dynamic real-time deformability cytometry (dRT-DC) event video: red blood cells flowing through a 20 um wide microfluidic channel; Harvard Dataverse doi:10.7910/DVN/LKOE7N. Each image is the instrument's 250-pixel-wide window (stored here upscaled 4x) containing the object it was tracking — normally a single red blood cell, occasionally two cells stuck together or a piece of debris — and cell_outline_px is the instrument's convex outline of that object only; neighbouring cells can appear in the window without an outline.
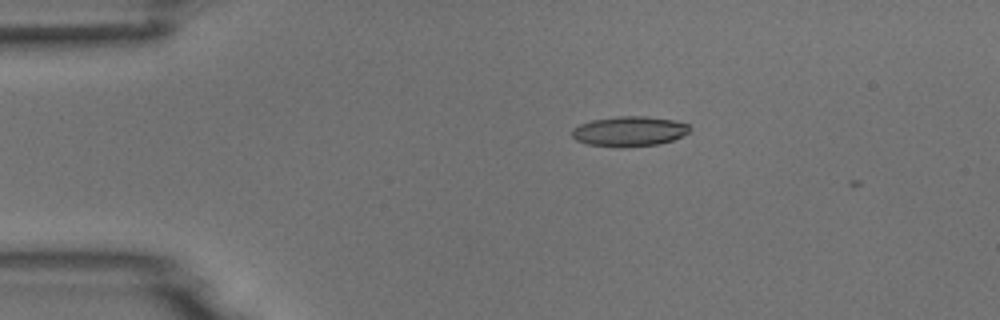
{"species": "common noctule bat (a hibernating species)", "species_latin": "Nyctalus noctula", "temperature_condition": "room temperature", "stored_images_in_passage": 4, "camera_frame_rate_fps": 3000, "um_per_image_px": 0.085, "animal": {"sex": "male", "body_mass_g": 18.8}, "frame": {"image": 1, "passage_image": 2, "time_ms": 1.333, "image_size_px": [1000, 320], "cell_outline_px": [[692, 128], [688, 132], [672, 140], [656, 144], [588, 144], [576, 140], [572, 136], [572, 128], [580, 124], [592, 120], [616, 116], [644, 116], [672, 120], [688, 124]], "centroid_in_image_um": [53.49, 11.1], "position_along_channel_um": 31.5, "area_um2": 19.54}}